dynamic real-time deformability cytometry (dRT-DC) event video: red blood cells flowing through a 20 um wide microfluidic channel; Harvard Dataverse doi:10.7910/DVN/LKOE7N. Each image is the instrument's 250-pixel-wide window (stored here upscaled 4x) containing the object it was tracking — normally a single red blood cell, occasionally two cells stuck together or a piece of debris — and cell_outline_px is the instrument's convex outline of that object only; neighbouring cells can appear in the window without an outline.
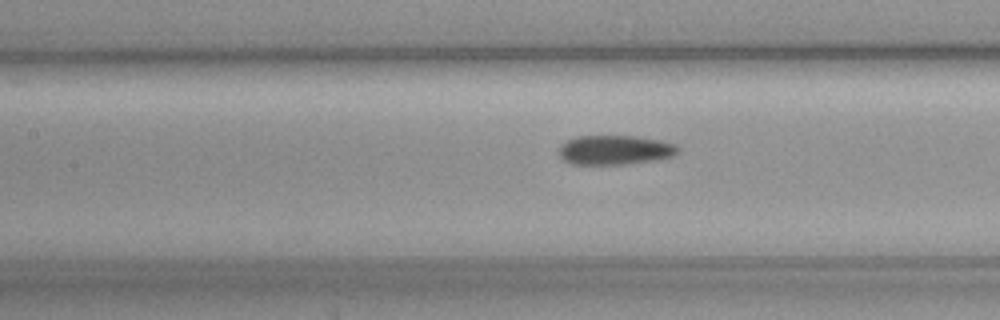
{"species": "common noctule bat (a hibernating species)", "species_latin": "Nyctalus noctula", "temperature_condition": "cold", "stored_images_in_passage": 24, "camera_frame_rate_fps": 3000, "um_per_image_px": 0.085, "animal": {"sex": "female", "body_mass_g": 19.3, "forearm_length_mm": 54.1}, "frame": {"image": 1, "passage_image": 19, "time_ms": 6.0, "image_size_px": [1000, 320], "cell_outline_px": [[676, 152], [672, 156], [656, 160], [628, 164], [572, 164], [564, 160], [560, 156], [560, 148], [568, 140], [576, 136], [640, 136], [660, 140], [672, 144], [676, 148]], "centroid_in_image_um": [52.25, 12.75], "position_along_channel_um": 155.1, "area_um2": 20.11}}